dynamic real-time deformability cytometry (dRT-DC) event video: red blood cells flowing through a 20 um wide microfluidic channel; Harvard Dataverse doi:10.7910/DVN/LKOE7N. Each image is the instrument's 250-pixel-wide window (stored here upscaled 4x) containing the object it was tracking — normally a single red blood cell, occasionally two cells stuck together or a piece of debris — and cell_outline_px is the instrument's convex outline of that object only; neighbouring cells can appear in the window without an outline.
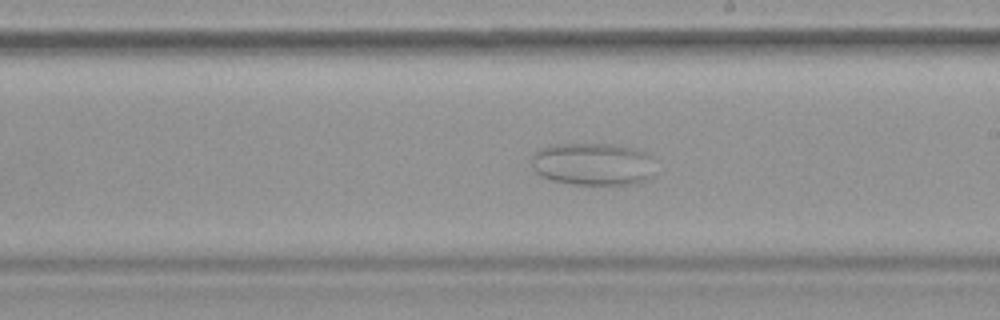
{"species": "common noctule bat (a hibernating species)", "species_latin": "Nyctalus noctula", "temperature_condition": "warm", "stored_images_in_passage": 40, "camera_frame_rate_fps": 3000, "um_per_image_px": 0.085, "animal": {"sex": "female", "body_mass_g": 19.9}, "frame": {"image": 1, "passage_image": 20, "time_ms": 6.333, "image_size_px": [1000, 320], "cell_outline_px": [[652, 176], [644, 180], [632, 184], [572, 184], [552, 180], [540, 176], [532, 168], [532, 152], [540, 148], [552, 144], [612, 144], [632, 148], [648, 152], [652, 156]], "centroid_in_image_um": [50.36, 13.93], "position_along_channel_um": 238.6, "area_um2": 30.87}}